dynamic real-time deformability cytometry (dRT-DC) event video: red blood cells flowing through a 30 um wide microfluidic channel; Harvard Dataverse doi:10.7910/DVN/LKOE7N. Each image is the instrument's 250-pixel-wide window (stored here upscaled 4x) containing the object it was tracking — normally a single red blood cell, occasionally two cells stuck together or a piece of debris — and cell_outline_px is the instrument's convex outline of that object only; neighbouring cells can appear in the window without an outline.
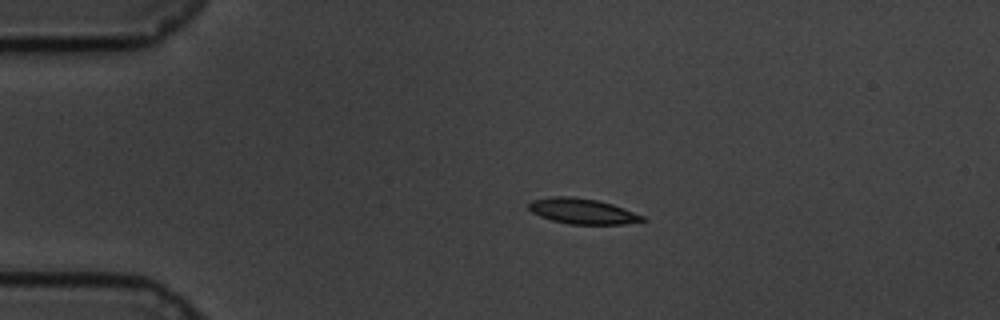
{"species": "common noctule bat (a hibernating species)", "species_latin": "Nyctalus noctula", "temperature_condition": "cold", "stored_images_in_passage": 48, "camera_frame_rate_fps": 3000, "um_per_image_px": 0.085, "animal": {"sex": "male", "body_mass_g": 19.5, "forearm_length_mm": 54.6}, "frame": {"image": 1, "passage_image": 1, "time_ms": 0.0, "image_size_px": [1000, 320], "cell_outline_px": [[648, 220], [624, 224], [568, 224], [552, 220], [540, 216], [532, 212], [528, 208], [528, 204], [532, 200], [552, 196], [572, 196], [600, 200], [624, 208], [644, 216]], "centroid_in_image_um": [49.51, 17.94], "position_along_channel_um": 35.5, "area_um2": 16.99}}
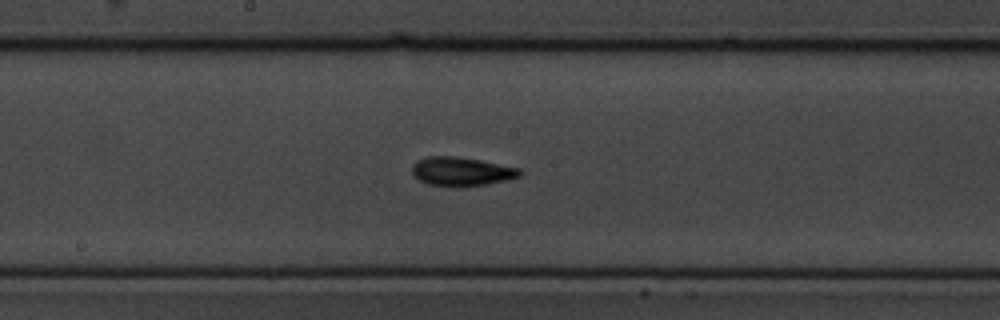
{"frame": {"image": 2, "passage_image": 20, "time_ms": 6.333, "image_size_px": [1000, 320], "cell_outline_px": [[524, 172], [520, 176], [508, 180], [488, 184], [464, 188], [460, 188], [428, 184], [412, 176], [412, 164], [416, 160], [428, 156], [456, 156], [480, 160], [520, 168]], "centroid_in_image_um": [39.23, 14.59], "position_along_channel_um": 209.0, "area_um2": 18.61}}
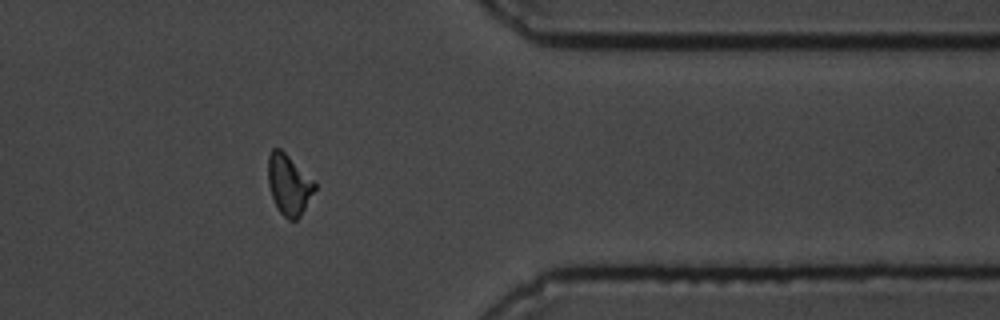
{"frame": {"image": 3, "passage_image": 37, "time_ms": 12.0, "image_size_px": [1000, 320], "cell_outline_px": [[316, 188], [300, 216], [296, 220], [288, 220], [280, 212], [272, 196], [268, 184], [268, 156], [272, 148], [280, 148], [316, 180]], "centroid_in_image_um": [24.57, 15.66], "position_along_channel_um": 386.8, "area_um2": 16.53}, "authors_computed_cell_mechanics": {"area_um2": 16.7042, "velocity_mm_per_s": 3.38, "shape_relaxation_time_tau1_ms": 5.2271, "shape_relaxation_time_tau2_ms": 4.514, "deformation_change_tau1": 0.1559, "deformation_change_tau2": 0.1156}}